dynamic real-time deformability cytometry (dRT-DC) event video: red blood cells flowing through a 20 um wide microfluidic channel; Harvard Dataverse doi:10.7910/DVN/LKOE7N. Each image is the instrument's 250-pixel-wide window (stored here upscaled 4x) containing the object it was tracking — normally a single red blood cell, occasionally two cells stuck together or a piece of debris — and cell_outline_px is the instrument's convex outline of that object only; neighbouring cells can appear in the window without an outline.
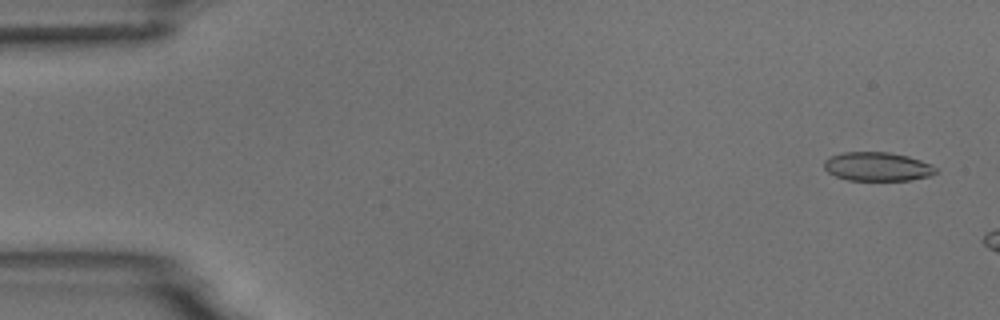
{"species": "common noctule bat (a hibernating species)", "species_latin": "Nyctalus noctula", "temperature_condition": "room temperature", "stored_images_in_passage": 3, "camera_frame_rate_fps": 3000, "um_per_image_px": 0.085, "animal": {"sex": "male", "body_mass_g": 18.8}, "frame": {"image": 1, "passage_image": 1, "time_ms": 0.0, "image_size_px": [1000, 320], "cell_outline_px": [[936, 172], [932, 176], [908, 180], [848, 180], [836, 176], [828, 172], [824, 168], [824, 160], [840, 152], [888, 152], [908, 156], [932, 164], [936, 168]], "centroid_in_image_um": [74.58, 14.16], "position_along_channel_um": 10.4, "area_um2": 18.79}}